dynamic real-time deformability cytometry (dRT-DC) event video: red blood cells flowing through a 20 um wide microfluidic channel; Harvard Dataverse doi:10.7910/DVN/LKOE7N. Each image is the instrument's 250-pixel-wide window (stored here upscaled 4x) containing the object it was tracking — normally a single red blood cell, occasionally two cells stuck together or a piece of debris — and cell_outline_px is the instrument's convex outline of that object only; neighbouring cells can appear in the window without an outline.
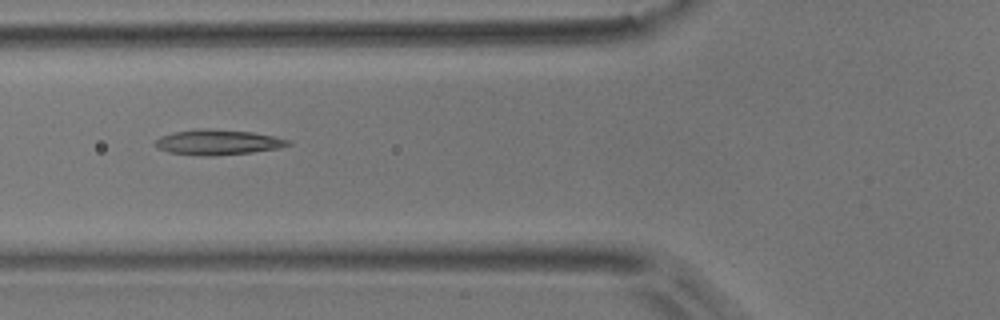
{"species": "common noctule bat (a hibernating species)", "species_latin": "Nyctalus noctula", "temperature_condition": "room temperature", "stored_images_in_passage": 7, "camera_frame_rate_fps": 3000, "um_per_image_px": 0.085, "animal": {"sex": "male", "body_mass_g": 17.9}, "frame": {"image": 1, "passage_image": 5, "time_ms": 1.333, "image_size_px": [1000, 320], "cell_outline_px": [[292, 144], [280, 148], [252, 152], [212, 156], [204, 156], [168, 152], [156, 148], [152, 144], [160, 136], [172, 132], [196, 128], [208, 128], [252, 132], [292, 140]], "centroid_in_image_um": [18.48, 12.08], "position_along_channel_um": 107.3, "area_um2": 19.83}}
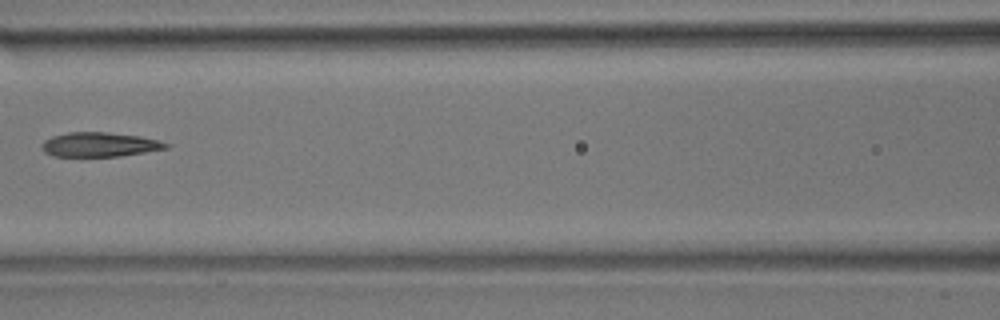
{"frame": {"image": 2, "passage_image": 6, "time_ms": 1.667, "image_size_px": [1000, 320], "cell_outline_px": [[172, 144], [168, 148], [120, 156], [56, 156], [44, 152], [40, 148], [40, 144], [44, 140], [52, 136], [68, 132], [108, 132], [140, 136]], "centroid_in_image_um": [8.44, 12.28], "position_along_channel_um": 158.2, "area_um2": 17.69}}
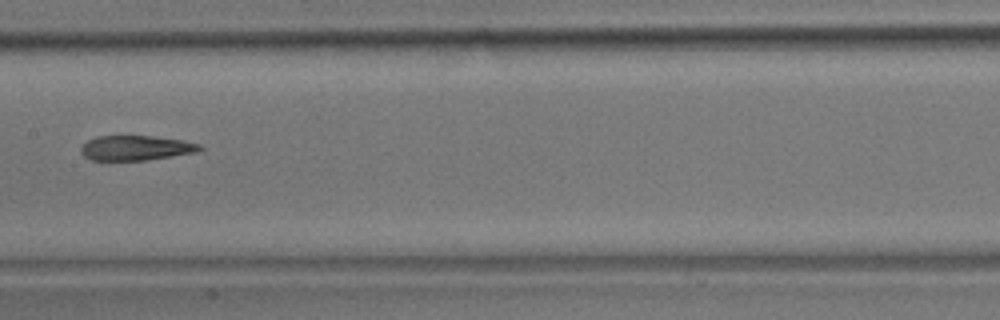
{"frame": {"image": 3, "passage_image": 7, "time_ms": 2.0, "image_size_px": [1000, 320], "cell_outline_px": [[204, 148], [196, 152], [148, 160], [92, 160], [84, 156], [80, 152], [80, 148], [88, 140], [96, 136], [152, 136], [180, 140], [200, 144]], "centroid_in_image_um": [11.53, 12.58], "position_along_channel_um": 195.9, "area_um2": 17.11}}